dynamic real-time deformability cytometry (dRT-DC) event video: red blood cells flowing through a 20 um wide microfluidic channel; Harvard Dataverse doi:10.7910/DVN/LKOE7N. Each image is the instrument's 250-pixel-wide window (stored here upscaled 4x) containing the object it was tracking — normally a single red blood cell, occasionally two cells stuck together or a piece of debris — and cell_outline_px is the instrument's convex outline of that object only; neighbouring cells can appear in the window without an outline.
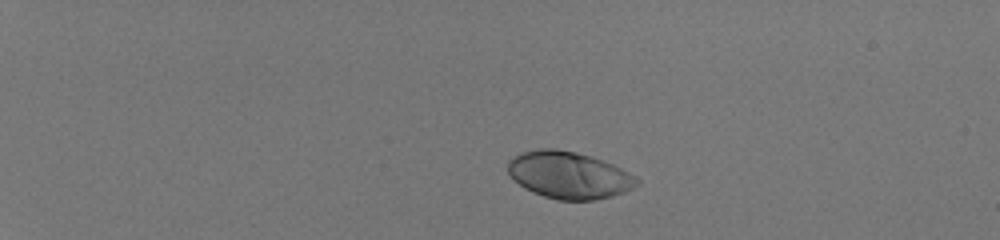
{"species": "human", "species_latin": "Homo sapiens", "temperature_condition": "room temperature", "stored_images_in_passage": 42, "camera_frame_rate_fps": 3000, "um_per_image_px": 0.085, "donor": {"sex": "male"}, "frame": {"image": 1, "passage_image": 1, "time_ms": 0.0, "image_size_px": [1000, 240], "cell_outline_px": [[640, 184], [624, 192], [612, 196], [592, 200], [556, 200], [532, 192], [524, 188], [512, 180], [508, 172], [508, 160], [520, 152], [540, 148], [556, 148], [576, 152], [612, 164], [636, 176], [640, 180]], "centroid_in_image_um": [48.32, 14.88], "position_along_channel_um": 36.7, "area_um2": 35.49}}
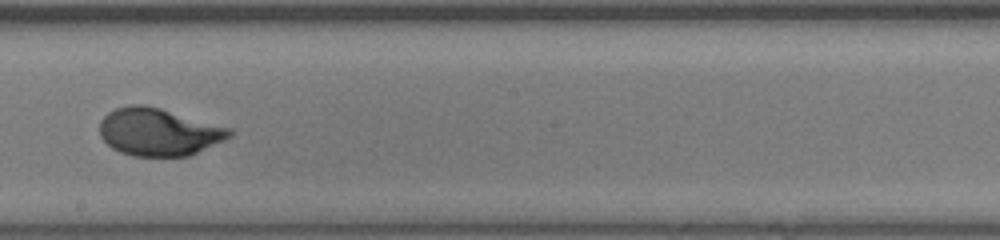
{"frame": {"image": 2, "passage_image": 24, "time_ms": 7.667, "image_size_px": [1000, 240], "cell_outline_px": [[232, 136], [224, 140], [188, 156], [132, 156], [120, 152], [112, 148], [100, 136], [100, 120], [108, 112], [116, 108], [132, 104], [144, 104], [160, 108], [232, 128]], "centroid_in_image_um": [13.48, 11.21], "position_along_channel_um": 234.7, "area_um2": 35.95}}
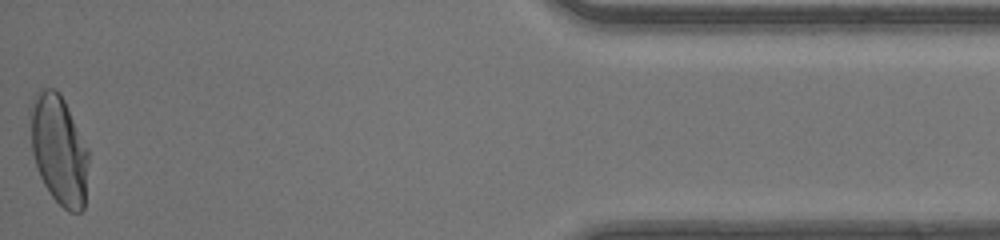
{"frame": {"image": 3, "passage_image": 42, "time_ms": 13.667, "image_size_px": [1000, 240], "cell_outline_px": [[88, 164], [84, 208], [80, 212], [68, 212], [52, 196], [44, 184], [40, 176], [32, 152], [28, 112], [28, 108], [40, 88], [56, 88], [60, 92], [88, 148]], "centroid_in_image_um": [4.99, 12.69], "position_along_channel_um": 430.2, "area_um2": 37.34}, "authors_computed_cell_mechanics": {"area_um2": 35.4025, "velocity_mm_per_s": 4.1444, "shape_relaxation_time_tau1_ms": 3.1256, "shape_relaxation_time_tau2_ms": null, "deformation_change_tau1": 0.2039, "deformation_change_tau2": null}}